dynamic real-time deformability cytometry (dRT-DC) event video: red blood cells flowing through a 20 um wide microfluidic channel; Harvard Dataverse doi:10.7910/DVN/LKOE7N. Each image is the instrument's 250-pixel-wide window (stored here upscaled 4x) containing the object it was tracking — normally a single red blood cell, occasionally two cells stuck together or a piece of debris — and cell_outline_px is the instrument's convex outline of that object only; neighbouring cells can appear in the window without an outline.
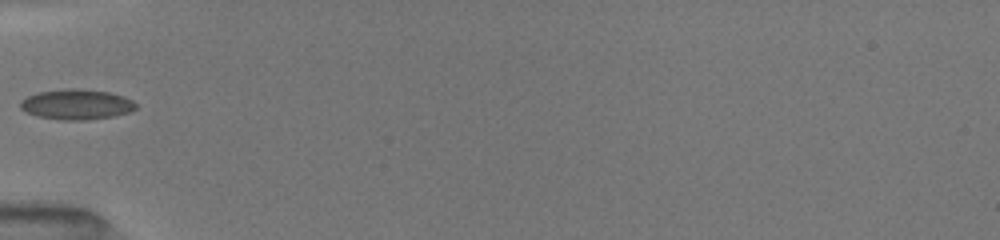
{"species": "common noctule bat (a hibernating species)", "species_latin": "Nyctalus noctula", "temperature_condition": "room temperature", "stored_images_in_passage": 22, "camera_frame_rate_fps": 3000, "um_per_image_px": 0.085, "animal": {"sex": "female", "body_mass_g": 19.5, "forearm_length_mm": 54.1}, "frame": {"image": 1, "passage_image": 1, "time_ms": 0.0, "image_size_px": [1000, 240], "cell_outline_px": [[136, 108], [128, 112], [112, 116], [84, 120], [64, 120], [36, 116], [20, 108], [20, 100], [36, 92], [64, 88], [72, 88], [108, 92], [124, 96], [132, 100], [136, 104]], "centroid_in_image_um": [6.47, 8.86], "position_along_channel_um": 78.5, "area_um2": 20.29}}
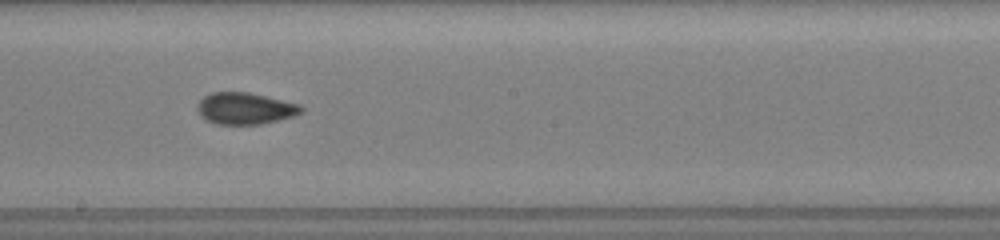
{"frame": {"image": 2, "passage_image": 6, "time_ms": 3.667, "image_size_px": [1000, 240], "cell_outline_px": [[304, 112], [292, 116], [260, 124], [216, 124], [200, 116], [196, 108], [196, 104], [204, 96], [212, 92], [248, 92], [300, 104], [304, 108]], "centroid_in_image_um": [20.81, 9.21], "position_along_channel_um": 227.4, "area_um2": 19.13}}
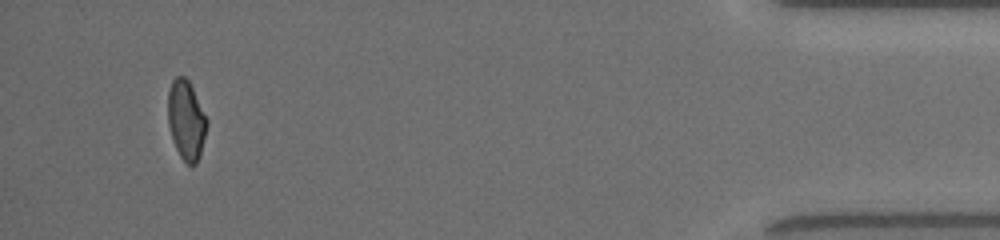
{"frame": {"image": 3, "passage_image": 22, "time_ms": 10.0, "image_size_px": [1000, 240], "cell_outline_px": [[208, 124], [200, 156], [196, 164], [188, 164], [180, 156], [172, 140], [168, 124], [168, 92], [172, 80], [176, 76], [184, 76], [188, 80], [208, 120]], "centroid_in_image_um": [15.82, 10.21], "position_along_channel_um": 419.4, "area_um2": 17.98}, "authors_computed_cell_mechanics": {"area_um2": 18.7561, "velocity_mm_per_s": 4.0373, "shape_relaxation_time_tau1_ms": 7.5225, "shape_relaxation_time_tau2_ms": 0.8648, "deformation_change_tau1": 0.172, "deformation_change_tau2": 0.0357}}